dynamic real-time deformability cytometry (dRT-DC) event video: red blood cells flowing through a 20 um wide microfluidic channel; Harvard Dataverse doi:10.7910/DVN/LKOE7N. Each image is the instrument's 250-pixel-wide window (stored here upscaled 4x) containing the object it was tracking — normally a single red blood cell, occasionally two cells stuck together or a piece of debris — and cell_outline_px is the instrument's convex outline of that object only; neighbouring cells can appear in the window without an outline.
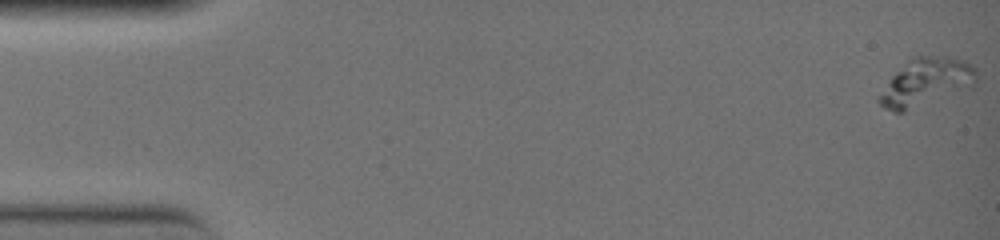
{"species": "common noctule bat (a hibernating species)", "species_latin": "Nyctalus noctula", "temperature_condition": "warm", "stored_images_in_passage": 49, "camera_frame_rate_fps": 3000, "um_per_image_px": 0.085, "animal": {"sex": "female", "body_mass_g": 19.0, "forearm_length_mm": 51.5}, "frame": {"image": 1, "passage_image": 1, "time_ms": 0.0, "image_size_px": [1000, 240], "cell_outline_px": [[976, 80], [972, 88], [904, 112], [896, 112], [884, 108], [876, 100], [892, 76], [912, 56], [948, 56], [964, 60], [976, 68]], "centroid_in_image_um": [78.75, 6.98], "position_along_channel_um": 6.3, "area_um2": 27.05}}
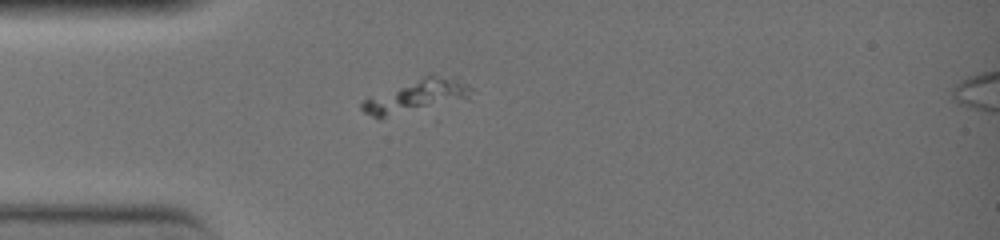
{"frame": {"image": 2, "passage_image": 15, "time_ms": 4.667, "image_size_px": [1000, 240], "cell_outline_px": [[476, 92], [472, 100], [380, 120], [364, 112], [360, 108], [360, 104], [368, 96], [428, 72], [432, 72], [468, 84]], "centroid_in_image_um": [35.45, 8.18], "position_along_channel_um": 49.5, "area_um2": 22.83}}
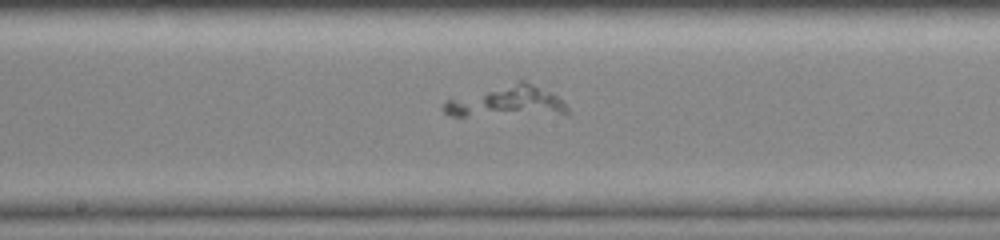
{"frame": {"image": 3, "passage_image": 28, "time_ms": 9.0, "image_size_px": [1000, 240], "cell_outline_px": [[568, 112], [464, 116], [452, 116], [444, 112], [440, 108], [444, 100], [520, 80], [524, 80], [552, 92], [564, 100], [568, 108]], "centroid_in_image_um": [43.0, 8.61], "position_along_channel_um": 205.2, "area_um2": 22.02}}